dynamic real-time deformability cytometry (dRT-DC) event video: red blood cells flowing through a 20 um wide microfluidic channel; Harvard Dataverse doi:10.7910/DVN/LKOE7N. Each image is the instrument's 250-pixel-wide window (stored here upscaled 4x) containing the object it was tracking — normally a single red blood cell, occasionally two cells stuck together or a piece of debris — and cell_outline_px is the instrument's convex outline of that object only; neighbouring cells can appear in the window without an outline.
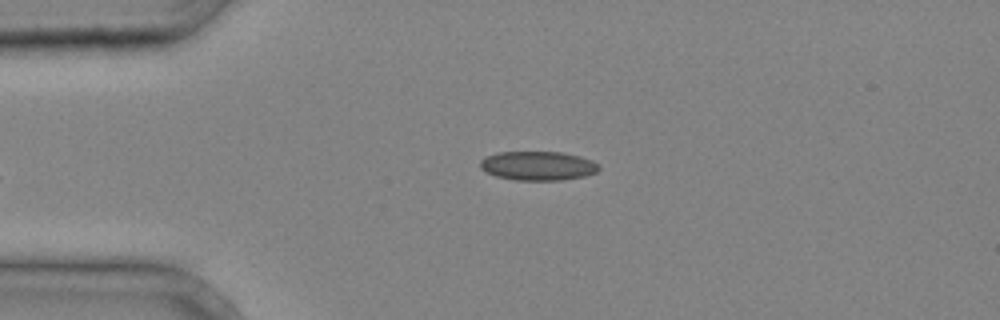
{"species": "common noctule bat (a hibernating species)", "species_latin": "Nyctalus noctula", "temperature_condition": "cold", "stored_images_in_passage": 2, "camera_frame_rate_fps": 3000, "um_per_image_px": 0.085, "animal": {"sex": "male", "body_mass_g": 20.4}, "frame": {"image": 1, "passage_image": 2, "time_ms": 0.333, "image_size_px": [1000, 320], "cell_outline_px": [[600, 168], [596, 172], [584, 176], [560, 180], [516, 180], [496, 176], [484, 172], [480, 168], [480, 160], [484, 156], [496, 152], [564, 152], [580, 156], [592, 160]], "centroid_in_image_um": [45.67, 14.08], "position_along_channel_um": 39.3, "area_um2": 20.23}}